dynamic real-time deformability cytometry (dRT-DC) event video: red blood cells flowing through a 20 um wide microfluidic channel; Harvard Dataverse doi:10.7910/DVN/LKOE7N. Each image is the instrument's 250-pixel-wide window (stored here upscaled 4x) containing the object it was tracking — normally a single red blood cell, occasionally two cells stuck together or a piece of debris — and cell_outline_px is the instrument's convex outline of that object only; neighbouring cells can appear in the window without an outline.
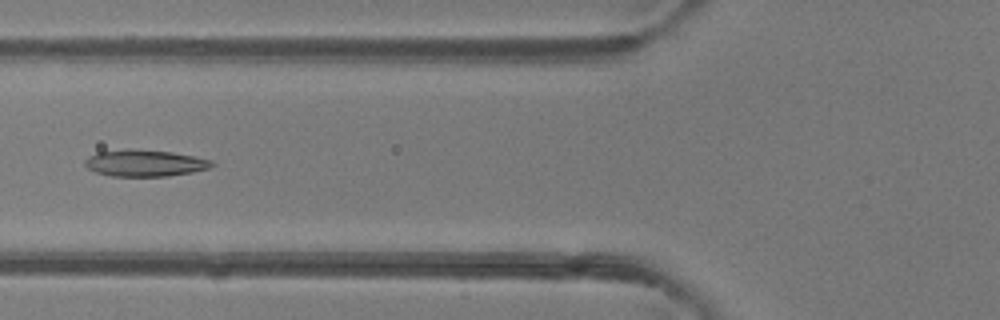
{"species": "common noctule bat (a hibernating species)", "species_latin": "Nyctalus noctula", "temperature_condition": "room temperature", "stored_images_in_passage": 6, "camera_frame_rate_fps": 3000, "um_per_image_px": 0.085, "animal": {"sex": "female"}, "frame": {"image": 1, "passage_image": 5, "time_ms": 4.667, "image_size_px": [1000, 320], "cell_outline_px": [[216, 164], [208, 168], [192, 172], [168, 176], [112, 176], [96, 172], [88, 168], [84, 164], [84, 160], [88, 156], [96, 152], [172, 152], [212, 160]], "centroid_in_image_um": [12.34, 13.91], "position_along_channel_um": 113.5, "area_um2": 18.67}}
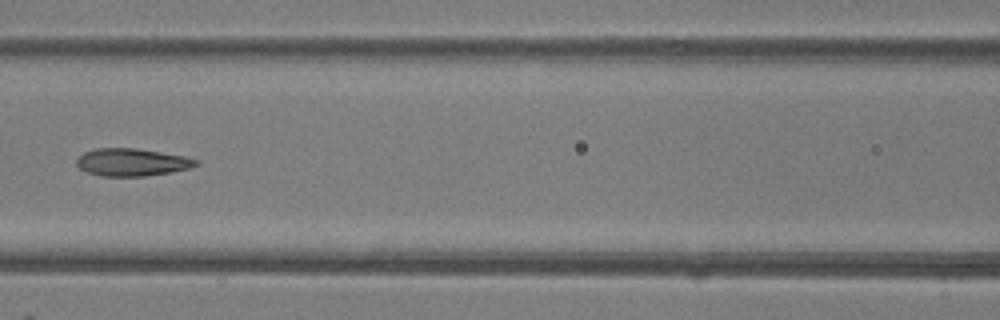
{"frame": {"image": 2, "passage_image": 6, "time_ms": 5.667, "image_size_px": [1000, 320], "cell_outline_px": [[200, 160], [196, 164], [188, 168], [168, 172], [144, 176], [100, 176], [88, 172], [80, 168], [76, 164], [76, 160], [84, 152], [96, 148], [136, 148], [184, 156]], "centroid_in_image_um": [11.17, 13.78], "position_along_channel_um": 155.4, "area_um2": 18.9}}